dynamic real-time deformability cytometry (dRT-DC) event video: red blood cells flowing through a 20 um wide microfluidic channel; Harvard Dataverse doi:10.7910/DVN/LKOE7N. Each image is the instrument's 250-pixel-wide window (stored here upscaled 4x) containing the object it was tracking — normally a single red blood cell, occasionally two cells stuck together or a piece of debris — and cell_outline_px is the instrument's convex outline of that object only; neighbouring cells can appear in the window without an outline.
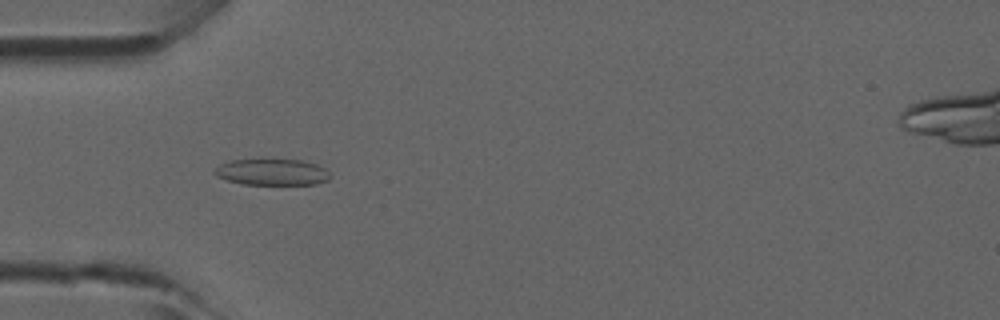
{"species": "common noctule bat (a hibernating species)", "species_latin": "Nyctalus noctula", "temperature_condition": "room temperature", "stored_images_in_passage": 5, "camera_frame_rate_fps": 3000, "um_per_image_px": 0.085, "animal": {"sex": "male", "forearm_length_mm": 52.5}, "frame": {"image": 1, "passage_image": 5, "time_ms": 1.333, "image_size_px": [1000, 320], "cell_outline_px": [[332, 176], [328, 180], [316, 184], [240, 184], [216, 176], [212, 172], [212, 168], [220, 164], [232, 160], [300, 160], [316, 164], [324, 168]], "centroid_in_image_um": [23.09, 14.63], "position_along_channel_um": 61.9, "area_um2": 17.69}}